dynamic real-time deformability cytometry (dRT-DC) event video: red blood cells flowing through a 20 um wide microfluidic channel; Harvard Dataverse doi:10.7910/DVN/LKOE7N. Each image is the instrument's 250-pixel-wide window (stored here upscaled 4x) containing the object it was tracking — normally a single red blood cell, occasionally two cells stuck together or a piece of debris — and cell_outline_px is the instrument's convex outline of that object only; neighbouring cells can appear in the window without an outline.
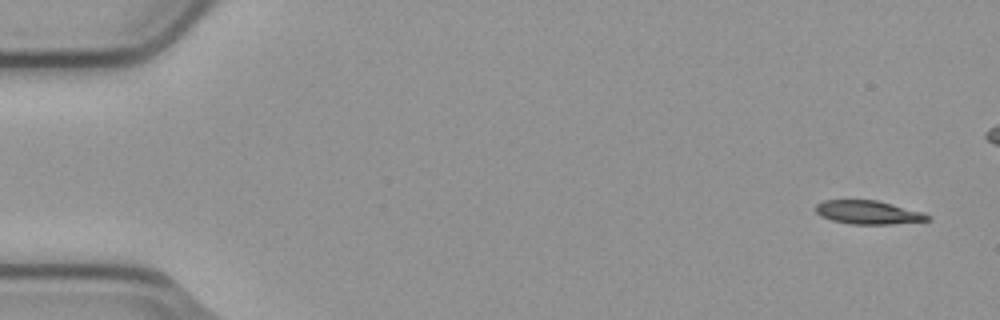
{"species": "common noctule bat (a hibernating species)", "species_latin": "Nyctalus noctula", "temperature_condition": "cold", "stored_images_in_passage": 5, "camera_frame_rate_fps": 3000, "um_per_image_px": 0.085, "animal": {"sex": "male", "body_mass_g": 23.1, "forearm_length_mm": 52.7}, "frame": {"image": 1, "passage_image": 1, "time_ms": 0.0, "image_size_px": [1000, 320], "cell_outline_px": [[932, 220], [892, 224], [852, 224], [832, 220], [820, 216], [816, 212], [816, 204], [824, 200], [876, 200], [924, 212], [932, 216]], "centroid_in_image_um": [73.84, 18.05], "position_along_channel_um": 11.2, "area_um2": 15.43}}